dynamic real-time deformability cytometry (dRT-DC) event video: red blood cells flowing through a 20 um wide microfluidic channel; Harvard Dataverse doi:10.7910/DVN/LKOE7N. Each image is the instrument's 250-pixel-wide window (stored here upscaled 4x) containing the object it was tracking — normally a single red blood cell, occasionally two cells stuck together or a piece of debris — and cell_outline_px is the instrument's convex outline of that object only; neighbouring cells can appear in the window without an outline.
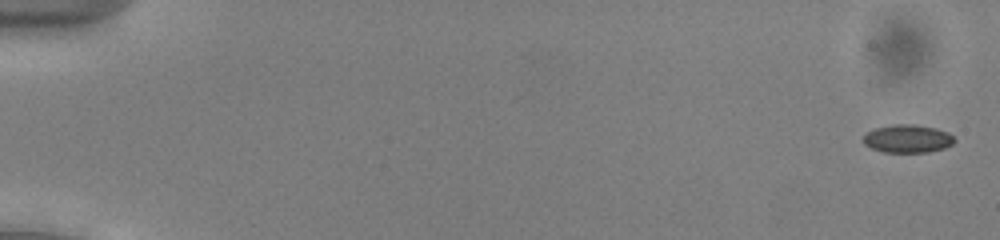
{"species": "common noctule bat (a hibernating species)", "species_latin": "Nyctalus noctula", "temperature_condition": "cold", "stored_images_in_passage": 54, "camera_frame_rate_fps": 3000, "um_per_image_px": 0.085, "animal": {"sex": "male", "body_mass_g": 13.0, "forearm_length_mm": 53.1}, "frame": {"image": 1, "passage_image": 2, "time_ms": 0.333, "image_size_px": [1000, 240], "cell_outline_px": [[956, 140], [952, 144], [944, 148], [928, 152], [884, 152], [872, 148], [864, 144], [864, 136], [868, 132], [876, 128], [892, 124], [916, 124], [936, 128], [948, 132]], "centroid_in_image_um": [77.17, 11.78], "position_along_channel_um": 7.8, "area_um2": 14.85}}
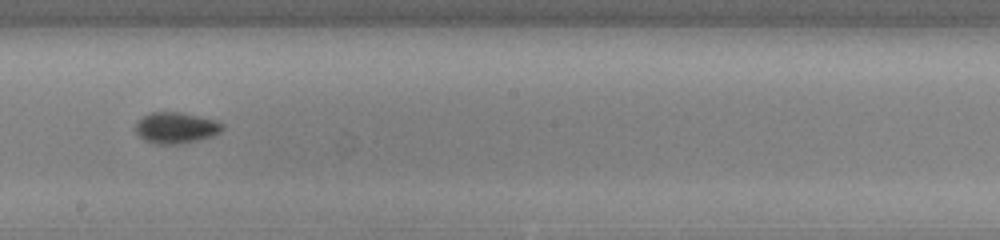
{"frame": {"image": 2, "passage_image": 32, "time_ms": 10.333, "image_size_px": [1000, 240], "cell_outline_px": [[224, 128], [220, 132], [212, 136], [180, 144], [156, 144], [144, 140], [136, 132], [136, 120], [152, 112], [180, 112], [216, 120], [224, 124]], "centroid_in_image_um": [14.96, 10.86], "position_along_channel_um": 233.2, "area_um2": 15.72}}
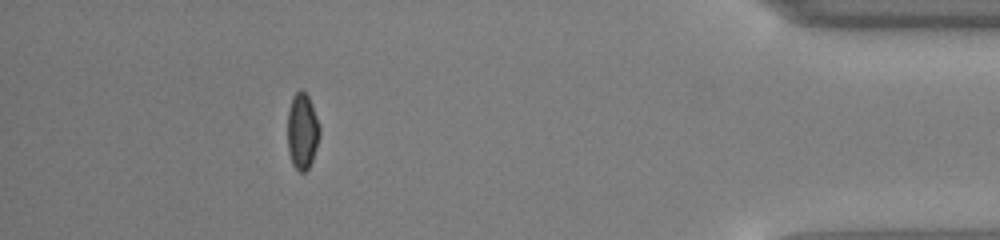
{"frame": {"image": 3, "passage_image": 49, "time_ms": 16.0, "image_size_px": [1000, 240], "cell_outline_px": [[320, 136], [312, 160], [308, 168], [304, 172], [300, 172], [292, 164], [288, 152], [288, 108], [292, 96], [300, 88], [308, 96], [320, 128]], "centroid_in_image_um": [25.68, 11.15], "position_along_channel_um": 409.5, "area_um2": 14.16}, "authors_computed_cell_mechanics": {"area_um2": 15.0569, "velocity_mm_per_s": 3.9599, "shape_relaxation_time_tau1_ms": 2.0668, "shape_relaxation_time_tau2_ms": 3.7895, "deformation_change_tau1": 0.083, "deformation_change_tau2": 0.0676}}